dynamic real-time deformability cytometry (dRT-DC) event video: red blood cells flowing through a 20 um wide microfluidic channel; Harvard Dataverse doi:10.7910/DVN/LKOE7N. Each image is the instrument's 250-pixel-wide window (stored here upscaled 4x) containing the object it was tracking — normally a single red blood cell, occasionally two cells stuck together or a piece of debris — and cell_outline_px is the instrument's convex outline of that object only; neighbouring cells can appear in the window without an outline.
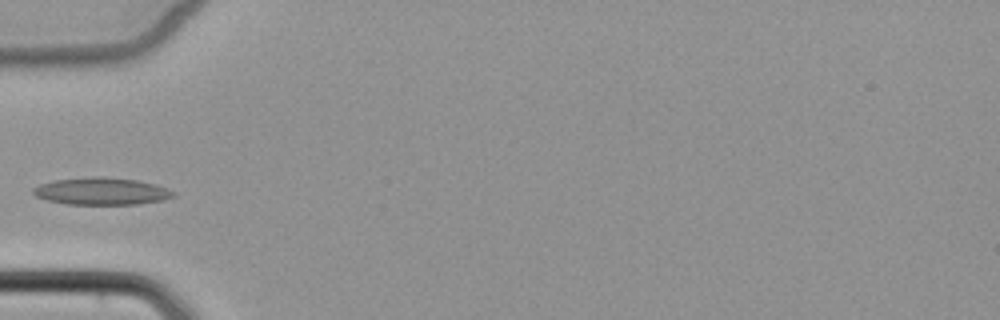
{"species": "common noctule bat (a hibernating species)", "species_latin": "Nyctalus noctula", "temperature_condition": "cold", "stored_images_in_passage": 4, "camera_frame_rate_fps": 3000, "um_per_image_px": 0.085, "animal": {"sex": "female", "body_mass_g": 22.7, "forearm_length_mm": 54.2}, "frame": {"image": 1, "passage_image": 4, "time_ms": 3.667, "image_size_px": [1000, 320], "cell_outline_px": [[176, 196], [164, 200], [140, 204], [68, 204], [48, 200], [36, 196], [32, 192], [32, 188], [40, 184], [52, 180], [136, 180], [156, 184], [168, 188], [176, 192]], "centroid_in_image_um": [8.7, 16.31], "position_along_channel_um": 76.3, "area_um2": 21.1}}